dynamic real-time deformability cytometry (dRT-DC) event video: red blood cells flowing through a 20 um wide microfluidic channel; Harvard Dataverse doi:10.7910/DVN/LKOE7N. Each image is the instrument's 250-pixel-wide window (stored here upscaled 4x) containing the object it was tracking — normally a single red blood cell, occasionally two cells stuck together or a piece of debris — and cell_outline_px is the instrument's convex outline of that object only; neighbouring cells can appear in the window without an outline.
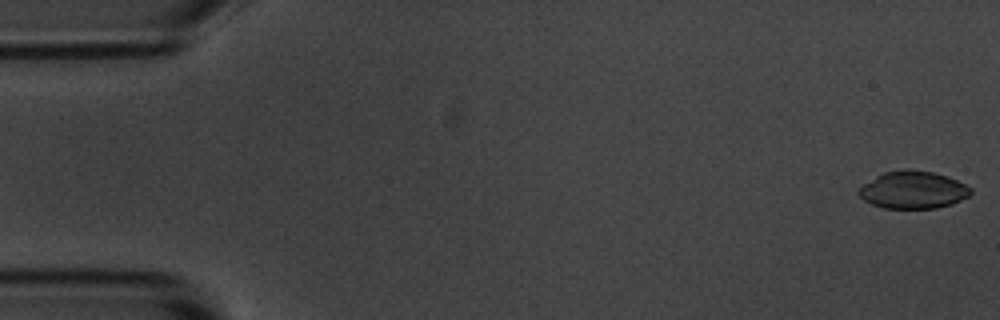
{"species": "common noctule bat (a hibernating species)", "species_latin": "Nyctalus noctula", "temperature_condition": "room temperature", "stored_images_in_passage": 16, "camera_frame_rate_fps": 3000, "um_per_image_px": 0.085, "animal": {"sex": "male", "body_mass_g": 20.1, "forearm_length_mm": 53.5}, "frame": {"image": 1, "passage_image": 1, "time_ms": 0.0, "image_size_px": [1000, 320], "cell_outline_px": [[972, 192], [968, 196], [952, 204], [936, 208], [884, 208], [872, 204], [864, 200], [856, 192], [864, 184], [876, 176], [884, 172], [932, 172], [948, 176], [972, 188]], "centroid_in_image_um": [77.62, 16.18], "position_along_channel_um": 7.4, "area_um2": 23.7}}
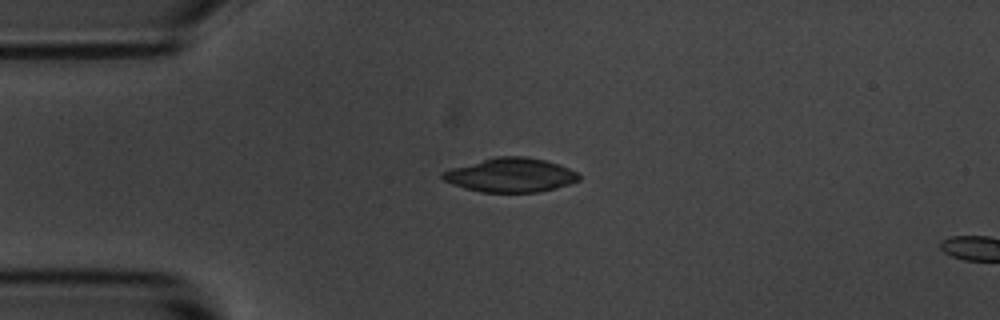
{"frame": {"image": 2, "passage_image": 13, "time_ms": 4.0, "image_size_px": [1000, 320], "cell_outline_px": [[580, 180], [556, 188], [540, 192], [480, 192], [464, 188], [452, 184], [444, 180], [440, 176], [440, 172], [452, 168], [496, 156], [524, 156], [544, 160], [560, 164], [576, 172], [580, 176]], "centroid_in_image_um": [43.39, 14.88], "position_along_channel_um": 41.6, "area_um2": 27.05}}